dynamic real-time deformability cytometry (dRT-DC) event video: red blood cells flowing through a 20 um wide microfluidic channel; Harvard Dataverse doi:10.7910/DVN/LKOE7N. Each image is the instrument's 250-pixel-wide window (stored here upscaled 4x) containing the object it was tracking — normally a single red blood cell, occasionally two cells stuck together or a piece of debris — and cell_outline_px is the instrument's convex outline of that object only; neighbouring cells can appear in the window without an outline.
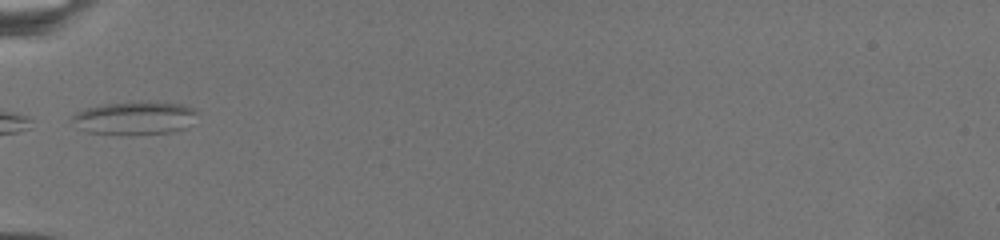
{"species": "common noctule bat (a hibernating species)", "species_latin": "Nyctalus noctula", "temperature_condition": "warm", "stored_images_in_passage": 4, "camera_frame_rate_fps": 3000, "um_per_image_px": 0.085, "animal": {"sex": "female", "body_mass_g": 19.5, "forearm_length_mm": 54.1}, "frame": {"image": 1, "passage_image": 1, "time_ms": 0.0, "image_size_px": [1000, 240], "cell_outline_px": [[196, 112], [184, 128], [168, 132], [132, 136], [120, 136], [88, 132], [76, 128], [68, 120], [76, 112], [84, 108], [100, 104], [148, 100], [184, 104], [196, 108]], "centroid_in_image_um": [11.33, 10.03], "position_along_channel_um": 73.7, "area_um2": 25.09}}